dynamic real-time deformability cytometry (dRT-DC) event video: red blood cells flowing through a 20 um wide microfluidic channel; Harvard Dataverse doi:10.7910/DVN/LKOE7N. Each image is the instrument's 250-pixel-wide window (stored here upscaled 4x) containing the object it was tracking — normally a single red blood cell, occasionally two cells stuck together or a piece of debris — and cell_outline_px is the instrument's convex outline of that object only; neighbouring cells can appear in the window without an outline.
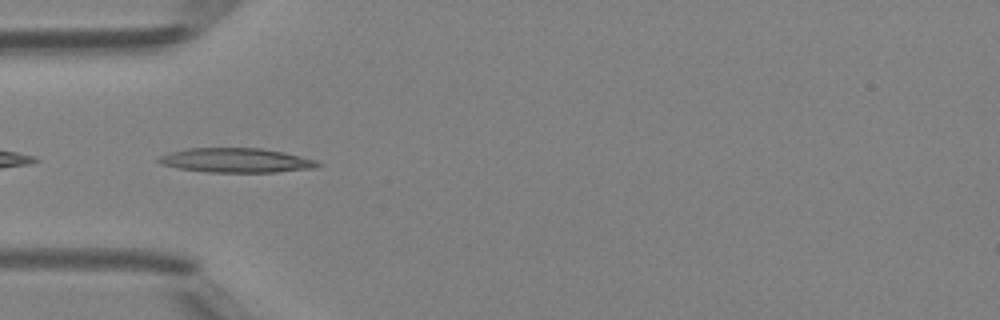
{"species": "Egyptian fruit bat (a non-hibernating species)", "species_latin": "Rousettus aegyptiacus", "temperature_condition": "room temperature", "stored_images_in_passage": 34, "camera_frame_rate_fps": 3000, "um_per_image_px": 0.085, "animal": {"sex": "female"}, "frame": {"image": 1, "passage_image": 1, "time_ms": 0.0, "image_size_px": [1000, 320], "cell_outline_px": [[324, 164], [316, 168], [276, 172], [208, 172], [176, 168], [160, 164], [156, 160], [160, 156], [168, 152], [188, 148], [260, 148], [284, 152], [316, 160]], "centroid_in_image_um": [20.07, 13.63], "position_along_channel_um": 64.9, "area_um2": 22.83}}
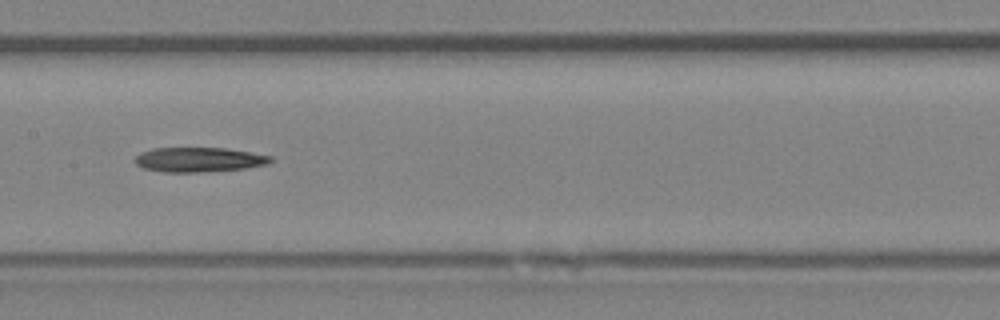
{"frame": {"image": 2, "passage_image": 10, "time_ms": 3.0, "image_size_px": [1000, 320], "cell_outline_px": [[272, 160], [264, 164], [244, 168], [196, 172], [164, 172], [144, 168], [136, 164], [136, 156], [140, 152], [152, 148], [228, 148], [272, 156]], "centroid_in_image_um": [16.87, 13.56], "position_along_channel_um": 190.5, "area_um2": 19.19}}